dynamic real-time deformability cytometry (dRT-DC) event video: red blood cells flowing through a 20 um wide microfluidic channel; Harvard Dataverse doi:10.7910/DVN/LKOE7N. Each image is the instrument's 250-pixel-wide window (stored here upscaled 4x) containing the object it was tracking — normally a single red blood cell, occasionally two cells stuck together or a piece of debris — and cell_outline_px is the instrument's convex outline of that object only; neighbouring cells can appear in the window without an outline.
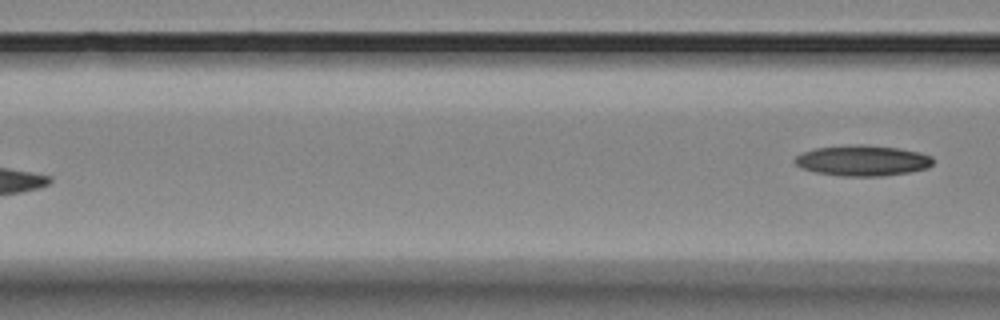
{"species": "Egyptian fruit bat (a non-hibernating species)", "species_latin": "Rousettus aegyptiacus", "temperature_condition": "room temperature", "stored_images_in_passage": 5, "camera_frame_rate_fps": 3000, "um_per_image_px": 0.085, "animal": {"sex": "female"}, "frame": {"image": 1, "passage_image": 5, "time_ms": 4.667, "image_size_px": [1000, 320], "cell_outline_px": [[932, 164], [928, 168], [908, 172], [884, 176], [840, 176], [816, 172], [804, 168], [796, 164], [792, 160], [796, 156], [804, 152], [816, 148], [856, 144], [860, 144], [900, 148], [932, 156]], "centroid_in_image_um": [73.31, 13.65], "position_along_channel_um": 93.3, "area_um2": 24.51}}